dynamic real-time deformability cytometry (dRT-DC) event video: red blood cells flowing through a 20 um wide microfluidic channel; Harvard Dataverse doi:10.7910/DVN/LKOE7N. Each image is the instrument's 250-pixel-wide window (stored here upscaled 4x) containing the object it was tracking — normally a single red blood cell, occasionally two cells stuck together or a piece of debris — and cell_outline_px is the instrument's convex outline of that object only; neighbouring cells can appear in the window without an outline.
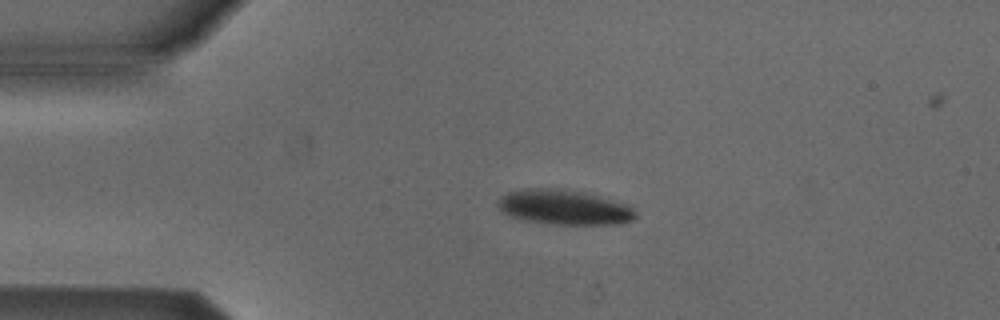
{"species": "Egyptian fruit bat (a non-hibernating species)", "species_latin": "Rousettus aegyptiacus", "temperature_condition": "cold", "stored_images_in_passage": 40, "camera_frame_rate_fps": 3000, "um_per_image_px": 0.085, "animal": {"sex": "male"}, "frame": {"image": 1, "passage_image": 1, "time_ms": 0.0, "image_size_px": [1000, 320], "cell_outline_px": [[636, 216], [632, 220], [620, 224], [556, 224], [524, 220], [508, 216], [500, 212], [496, 204], [500, 196], [508, 192], [528, 188], [552, 188], [584, 192], [628, 204], [636, 212]], "centroid_in_image_um": [47.91, 17.62], "position_along_channel_um": 37.1, "area_um2": 28.09}}
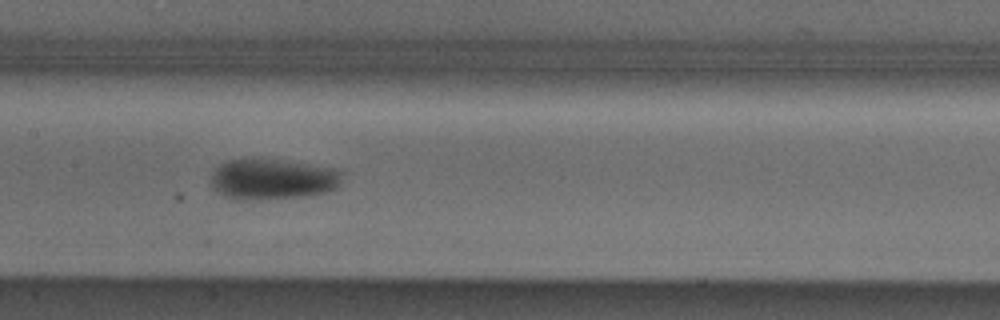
{"frame": {"image": 2, "passage_image": 15, "time_ms": 4.667, "image_size_px": [1000, 320], "cell_outline_px": [[344, 172], [340, 184], [336, 188], [328, 192], [312, 196], [228, 196], [212, 188], [212, 172], [220, 164], [228, 160], [276, 160], [340, 168]], "centroid_in_image_um": [23.31, 15.18], "position_along_channel_um": 184.1, "area_um2": 29.77}}
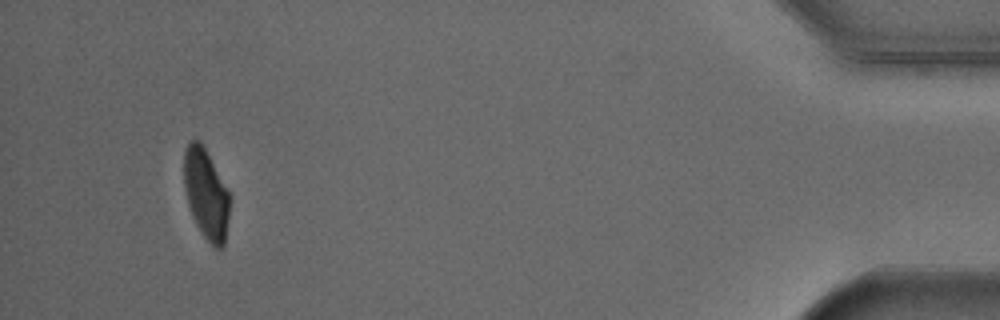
{"frame": {"image": 3, "passage_image": 39, "time_ms": 12.667, "image_size_px": [1000, 320], "cell_outline_px": [[228, 216], [224, 244], [220, 248], [212, 248], [200, 232], [192, 216], [188, 204], [184, 188], [184, 148], [192, 140], [200, 140], [228, 192]], "centroid_in_image_um": [17.47, 16.52], "position_along_channel_um": 417.7, "area_um2": 23.58}}